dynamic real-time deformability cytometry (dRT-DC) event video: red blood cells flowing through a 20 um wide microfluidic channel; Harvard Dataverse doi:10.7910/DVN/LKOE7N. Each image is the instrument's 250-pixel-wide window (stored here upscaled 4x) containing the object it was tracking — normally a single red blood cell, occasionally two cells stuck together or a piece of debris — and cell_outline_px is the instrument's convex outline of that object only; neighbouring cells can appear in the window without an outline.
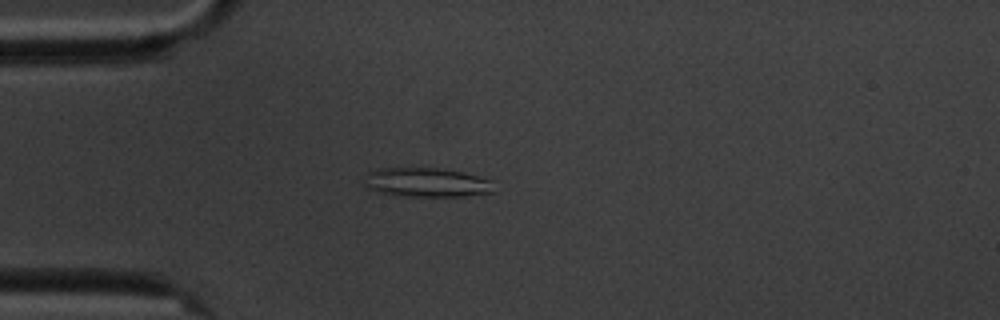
{"species": "common noctule bat (a hibernating species)", "species_latin": "Nyctalus noctula", "temperature_condition": "cold", "stored_images_in_passage": 10, "camera_frame_rate_fps": 3000, "um_per_image_px": 0.085, "animal": {"sex": "male", "body_mass_g": 20.1, "forearm_length_mm": 53.5}, "frame": {"image": 1, "passage_image": 5, "time_ms": 4.667, "image_size_px": [1000, 320], "cell_outline_px": [[496, 192], [464, 196], [396, 196], [376, 192], [368, 188], [364, 184], [368, 172], [380, 168], [436, 168], [464, 172], [492, 180]], "centroid_in_image_um": [36.29, 15.52], "position_along_channel_um": 48.7, "area_um2": 22.31}}
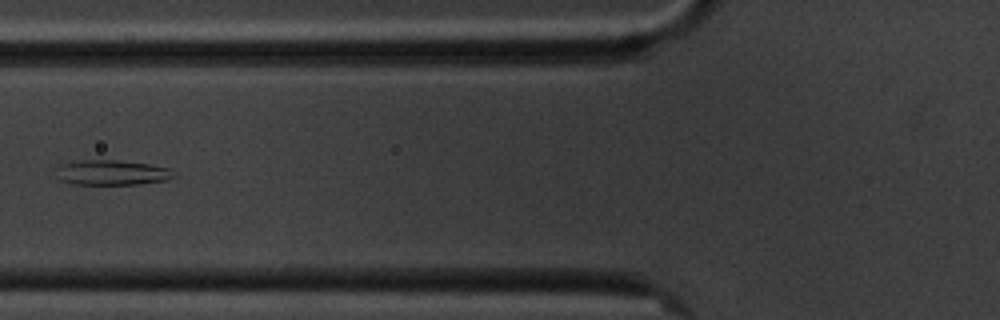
{"frame": {"image": 2, "passage_image": 7, "time_ms": 7.0, "image_size_px": [1000, 320], "cell_outline_px": [[176, 176], [168, 180], [140, 184], [68, 184], [60, 180], [56, 168], [60, 164], [80, 160], [116, 160], [148, 164], [168, 168]], "centroid_in_image_um": [9.48, 14.67], "position_along_channel_um": 116.3, "area_um2": 17.17}}
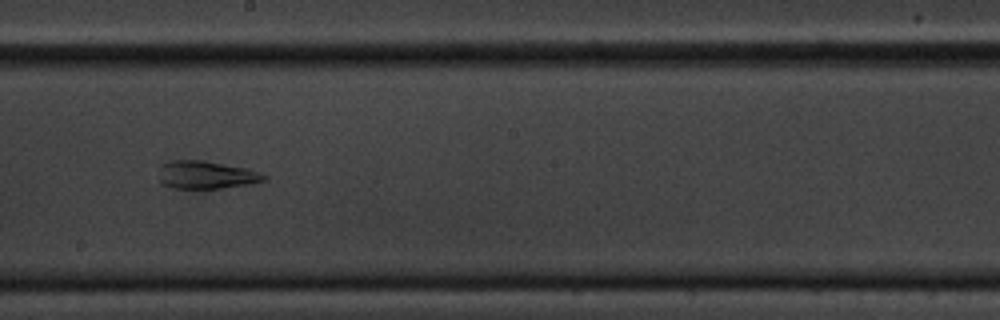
{"frame": {"image": 3, "passage_image": 10, "time_ms": 10.333, "image_size_px": [1000, 320], "cell_outline_px": [[268, 176], [264, 180], [252, 184], [220, 188], [176, 188], [164, 184], [160, 180], [160, 168], [168, 160], [200, 160], [248, 168]], "centroid_in_image_um": [17.56, 14.86], "position_along_channel_um": 230.6, "area_um2": 16.88}}